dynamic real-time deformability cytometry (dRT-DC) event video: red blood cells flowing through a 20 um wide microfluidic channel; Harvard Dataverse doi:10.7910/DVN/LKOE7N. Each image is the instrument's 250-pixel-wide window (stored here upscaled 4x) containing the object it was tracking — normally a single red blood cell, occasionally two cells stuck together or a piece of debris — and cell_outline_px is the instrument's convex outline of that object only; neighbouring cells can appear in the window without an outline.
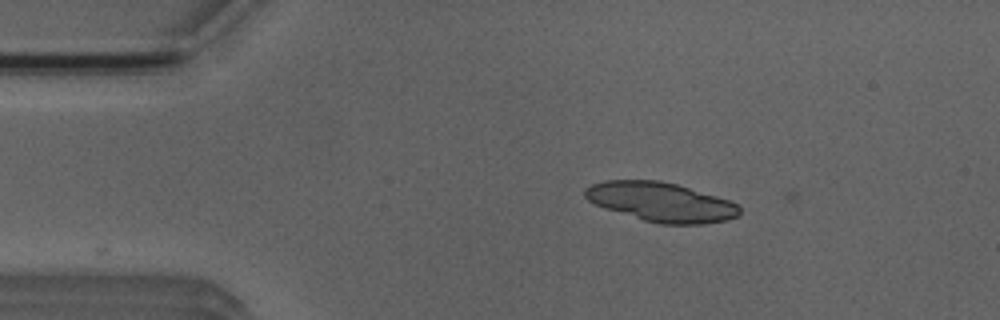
{"species": "Egyptian fruit bat (a non-hibernating species)", "species_latin": "Rousettus aegyptiacus", "temperature_condition": "room temperature", "stored_images_in_passage": 3, "camera_frame_rate_fps": 3000, "um_per_image_px": 0.085, "animal": {"sex": "male"}, "frame": {"image": 1, "passage_image": 1, "time_ms": 0.0, "image_size_px": [1000, 320], "cell_outline_px": [[740, 212], [736, 216], [728, 220], [700, 224], [660, 224], [644, 220], [596, 204], [588, 200], [584, 196], [584, 188], [592, 184], [604, 180], [660, 180], [676, 184], [716, 196], [728, 200], [736, 204], [740, 208]], "centroid_in_image_um": [56.18, 17.16], "position_along_channel_um": 28.8, "area_um2": 34.91}}